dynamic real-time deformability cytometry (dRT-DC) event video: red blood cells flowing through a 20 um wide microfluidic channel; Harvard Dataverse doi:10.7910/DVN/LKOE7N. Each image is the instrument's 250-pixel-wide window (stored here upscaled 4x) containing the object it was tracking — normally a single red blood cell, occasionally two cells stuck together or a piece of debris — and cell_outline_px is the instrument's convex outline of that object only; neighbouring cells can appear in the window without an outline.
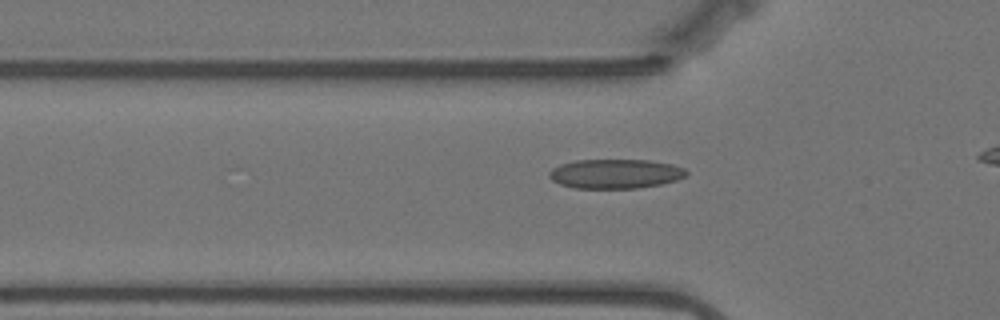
{"species": "Egyptian fruit bat (a non-hibernating species)", "species_latin": "Rousettus aegyptiacus", "temperature_condition": "warm", "stored_images_in_passage": 38, "camera_frame_rate_fps": 3000, "um_per_image_px": 0.085, "animal": {"sex": "female"}, "frame": {"image": 1, "passage_image": 10, "time_ms": 3.0, "image_size_px": [1000, 320], "cell_outline_px": [[688, 172], [684, 176], [676, 180], [660, 184], [640, 188], [576, 188], [560, 184], [552, 180], [548, 176], [548, 172], [552, 168], [560, 164], [576, 160], [648, 160], [672, 164], [684, 168]], "centroid_in_image_um": [52.28, 14.77], "position_along_channel_um": 73.5, "area_um2": 23.47}}
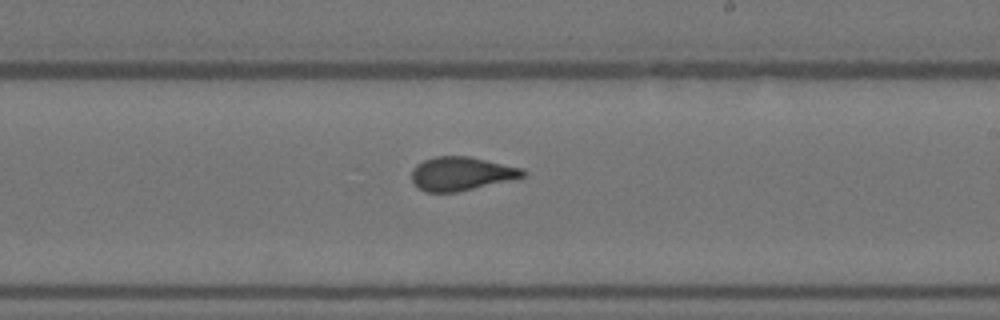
{"frame": {"image": 2, "passage_image": 25, "time_ms": 8.0, "image_size_px": [1000, 320], "cell_outline_px": [[528, 172], [524, 176], [456, 192], [428, 192], [420, 188], [412, 180], [412, 172], [416, 164], [424, 160], [436, 156], [468, 156], [520, 168]], "centroid_in_image_um": [39.17, 14.75], "position_along_channel_um": 249.8, "area_um2": 21.21}}
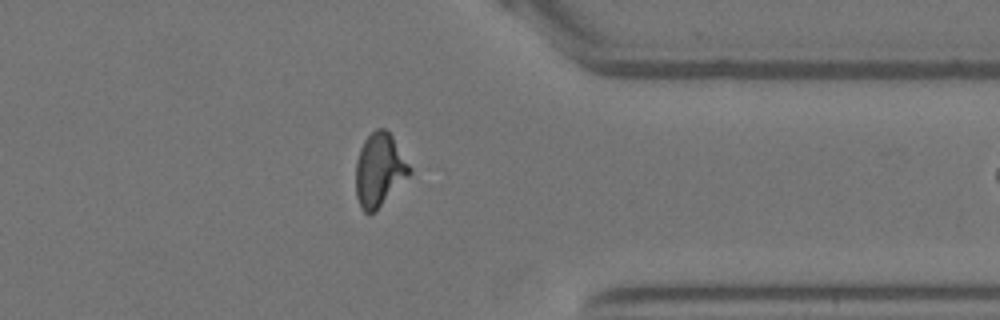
{"frame": {"image": 3, "passage_image": 37, "time_ms": 12.0, "image_size_px": [1000, 320], "cell_outline_px": [[412, 172], [376, 212], [364, 212], [360, 208], [356, 196], [356, 160], [360, 148], [364, 140], [376, 128], [384, 128], [392, 136], [412, 168]], "centroid_in_image_um": [32.24, 14.46], "position_along_channel_um": 379.2, "area_um2": 23.0}}